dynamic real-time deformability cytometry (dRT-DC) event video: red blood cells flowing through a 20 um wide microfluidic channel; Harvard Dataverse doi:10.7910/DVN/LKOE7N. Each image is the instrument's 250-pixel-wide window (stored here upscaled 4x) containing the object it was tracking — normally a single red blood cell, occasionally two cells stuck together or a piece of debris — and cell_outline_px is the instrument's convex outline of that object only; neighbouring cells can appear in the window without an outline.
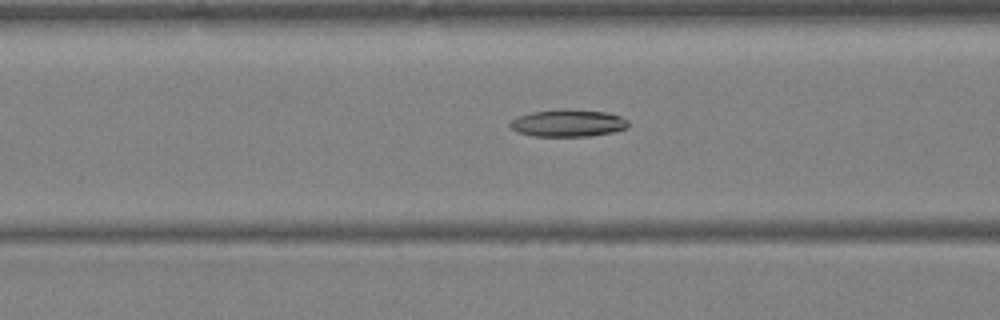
{"species": "Egyptian fruit bat (a non-hibernating species)", "species_latin": "Rousettus aegyptiacus", "temperature_condition": "warm", "stored_images_in_passage": 41, "camera_frame_rate_fps": 3000, "um_per_image_px": 0.085, "animal": {"sex": "female"}, "frame": {"image": 1, "passage_image": 17, "time_ms": 5.333, "image_size_px": [1000, 320], "cell_outline_px": [[628, 128], [612, 132], [588, 136], [532, 136], [516, 132], [508, 128], [508, 124], [516, 116], [532, 112], [564, 108], [568, 108], [608, 112], [620, 116], [628, 120]], "centroid_in_image_um": [48.24, 10.45], "position_along_channel_um": 118.4, "area_um2": 19.13}}
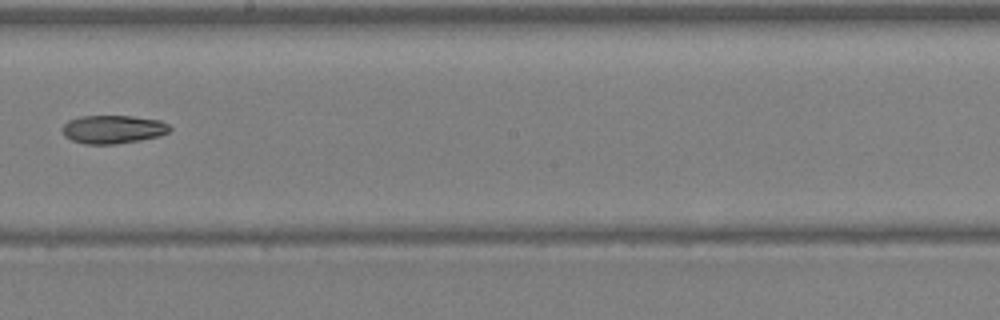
{"frame": {"image": 2, "passage_image": 24, "time_ms": 7.667, "image_size_px": [1000, 320], "cell_outline_px": [[172, 128], [168, 132], [160, 136], [140, 140], [112, 144], [84, 144], [72, 140], [64, 136], [60, 128], [68, 120], [80, 116], [132, 116], [160, 120], [168, 124]], "centroid_in_image_um": [9.58, 10.99], "position_along_channel_um": 238.6, "area_um2": 17.86}}
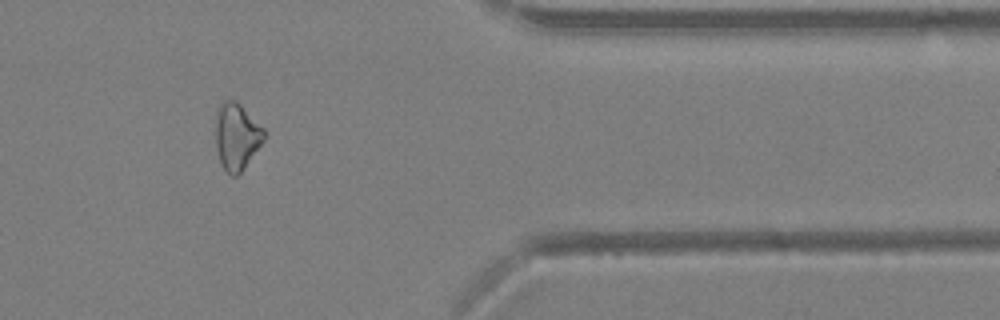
{"frame": {"image": 3, "passage_image": 34, "time_ms": 11.0, "image_size_px": [1000, 320], "cell_outline_px": [[264, 140], [240, 172], [236, 176], [232, 176], [220, 164], [216, 148], [216, 120], [220, 104], [224, 100], [236, 100], [264, 128]], "centroid_in_image_um": [20.11, 11.59], "position_along_channel_um": 391.3, "area_um2": 18.5}}